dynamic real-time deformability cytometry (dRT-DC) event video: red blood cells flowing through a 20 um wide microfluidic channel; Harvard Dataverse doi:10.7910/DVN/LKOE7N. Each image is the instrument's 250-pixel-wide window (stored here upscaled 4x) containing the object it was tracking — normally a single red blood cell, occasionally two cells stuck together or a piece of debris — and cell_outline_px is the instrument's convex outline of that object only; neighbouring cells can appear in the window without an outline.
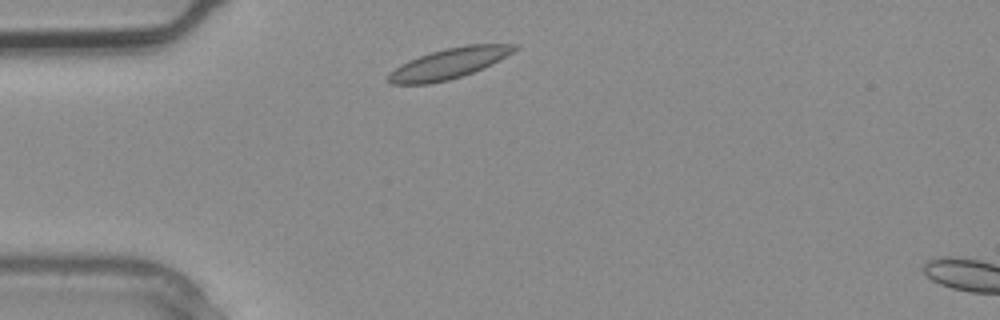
{"species": "common noctule bat (a hibernating species)", "species_latin": "Nyctalus noctula", "temperature_condition": "warm", "stored_images_in_passage": 2, "camera_frame_rate_fps": 3000, "um_per_image_px": 0.085, "animal": {"sex": "male", "body_mass_g": 20.4}, "frame": {"image": 1, "passage_image": 1, "time_ms": 0.0, "image_size_px": [1000, 320], "cell_outline_px": [[520, 48], [492, 64], [472, 72], [448, 80], [428, 84], [392, 84], [384, 80], [388, 72], [400, 64], [408, 60], [444, 48], [464, 44], [520, 44]], "centroid_in_image_um": [38.13, 5.39], "position_along_channel_um": 46.9, "area_um2": 22.6}}